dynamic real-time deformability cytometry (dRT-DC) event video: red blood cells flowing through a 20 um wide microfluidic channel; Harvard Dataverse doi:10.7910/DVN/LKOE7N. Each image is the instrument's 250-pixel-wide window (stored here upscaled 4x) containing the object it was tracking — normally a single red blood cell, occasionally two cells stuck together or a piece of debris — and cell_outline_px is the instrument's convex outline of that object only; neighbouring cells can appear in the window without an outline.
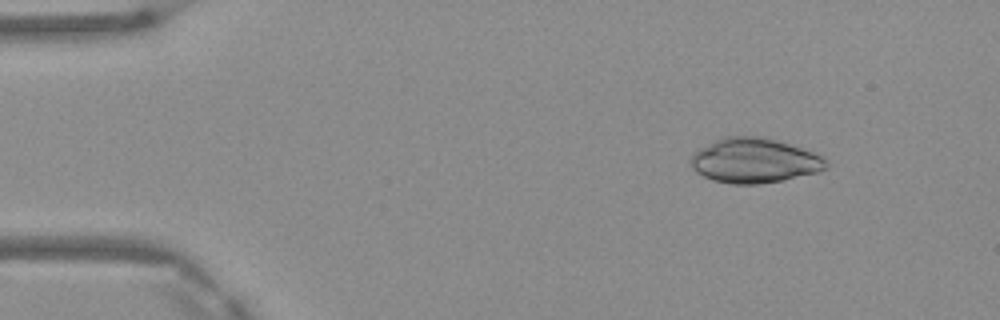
{"species": "Egyptian fruit bat (a non-hibernating species)", "species_latin": "Rousettus aegyptiacus", "temperature_condition": "warm", "stored_images_in_passage": 4, "camera_frame_rate_fps": 3000, "um_per_image_px": 0.085, "frame": {"image": 1, "passage_image": 2, "time_ms": 0.333, "image_size_px": [1000, 320], "cell_outline_px": [[828, 168], [816, 172], [784, 180], [756, 184], [732, 184], [712, 180], [696, 172], [692, 168], [688, 160], [700, 148], [716, 140], [728, 136], [764, 136], [824, 156], [828, 164]], "centroid_in_image_um": [64.11, 13.65], "position_along_channel_um": 20.9, "area_um2": 35.2}}